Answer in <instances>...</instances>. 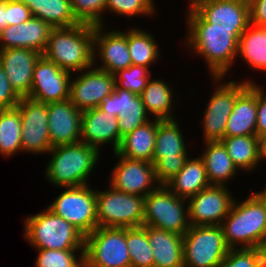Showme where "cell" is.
<instances>
[{
	"instance_id": "obj_1",
	"label": "cell",
	"mask_w": 266,
	"mask_h": 267,
	"mask_svg": "<svg viewBox=\"0 0 266 267\" xmlns=\"http://www.w3.org/2000/svg\"><path fill=\"white\" fill-rule=\"evenodd\" d=\"M188 8L185 44L205 58L214 82L219 83L234 63L245 30L208 29V22L190 4Z\"/></svg>"
},
{
	"instance_id": "obj_2",
	"label": "cell",
	"mask_w": 266,
	"mask_h": 267,
	"mask_svg": "<svg viewBox=\"0 0 266 267\" xmlns=\"http://www.w3.org/2000/svg\"><path fill=\"white\" fill-rule=\"evenodd\" d=\"M93 52L94 26L79 23L70 27H54L42 55L71 73L95 65Z\"/></svg>"
},
{
	"instance_id": "obj_3",
	"label": "cell",
	"mask_w": 266,
	"mask_h": 267,
	"mask_svg": "<svg viewBox=\"0 0 266 267\" xmlns=\"http://www.w3.org/2000/svg\"><path fill=\"white\" fill-rule=\"evenodd\" d=\"M220 226L230 249H266V206L254 193L241 203L234 199Z\"/></svg>"
},
{
	"instance_id": "obj_4",
	"label": "cell",
	"mask_w": 266,
	"mask_h": 267,
	"mask_svg": "<svg viewBox=\"0 0 266 267\" xmlns=\"http://www.w3.org/2000/svg\"><path fill=\"white\" fill-rule=\"evenodd\" d=\"M101 152L83 142L52 147L46 166V178L59 188L88 185V177Z\"/></svg>"
},
{
	"instance_id": "obj_5",
	"label": "cell",
	"mask_w": 266,
	"mask_h": 267,
	"mask_svg": "<svg viewBox=\"0 0 266 267\" xmlns=\"http://www.w3.org/2000/svg\"><path fill=\"white\" fill-rule=\"evenodd\" d=\"M24 236L36 249L79 250L84 253L85 236L48 207L24 220Z\"/></svg>"
},
{
	"instance_id": "obj_6",
	"label": "cell",
	"mask_w": 266,
	"mask_h": 267,
	"mask_svg": "<svg viewBox=\"0 0 266 267\" xmlns=\"http://www.w3.org/2000/svg\"><path fill=\"white\" fill-rule=\"evenodd\" d=\"M186 201L160 185L144 198L143 225L184 235L191 226Z\"/></svg>"
},
{
	"instance_id": "obj_7",
	"label": "cell",
	"mask_w": 266,
	"mask_h": 267,
	"mask_svg": "<svg viewBox=\"0 0 266 267\" xmlns=\"http://www.w3.org/2000/svg\"><path fill=\"white\" fill-rule=\"evenodd\" d=\"M143 196L124 193L109 185L108 190H96L98 227L131 228L143 226Z\"/></svg>"
},
{
	"instance_id": "obj_8",
	"label": "cell",
	"mask_w": 266,
	"mask_h": 267,
	"mask_svg": "<svg viewBox=\"0 0 266 267\" xmlns=\"http://www.w3.org/2000/svg\"><path fill=\"white\" fill-rule=\"evenodd\" d=\"M229 250L220 225H191L183 235L184 267H217Z\"/></svg>"
},
{
	"instance_id": "obj_9",
	"label": "cell",
	"mask_w": 266,
	"mask_h": 267,
	"mask_svg": "<svg viewBox=\"0 0 266 267\" xmlns=\"http://www.w3.org/2000/svg\"><path fill=\"white\" fill-rule=\"evenodd\" d=\"M84 267H131L126 228L97 227L85 237Z\"/></svg>"
},
{
	"instance_id": "obj_10",
	"label": "cell",
	"mask_w": 266,
	"mask_h": 267,
	"mask_svg": "<svg viewBox=\"0 0 266 267\" xmlns=\"http://www.w3.org/2000/svg\"><path fill=\"white\" fill-rule=\"evenodd\" d=\"M65 189L48 208L86 237L98 227L96 190L89 184Z\"/></svg>"
},
{
	"instance_id": "obj_11",
	"label": "cell",
	"mask_w": 266,
	"mask_h": 267,
	"mask_svg": "<svg viewBox=\"0 0 266 267\" xmlns=\"http://www.w3.org/2000/svg\"><path fill=\"white\" fill-rule=\"evenodd\" d=\"M253 83L247 81L235 82L229 80L228 83L222 82L212 93L209 103L203 116V141L217 142L225 137V128L229 116L233 110L237 96L249 85Z\"/></svg>"
},
{
	"instance_id": "obj_12",
	"label": "cell",
	"mask_w": 266,
	"mask_h": 267,
	"mask_svg": "<svg viewBox=\"0 0 266 267\" xmlns=\"http://www.w3.org/2000/svg\"><path fill=\"white\" fill-rule=\"evenodd\" d=\"M16 107L22 121V151L39 155L48 153L52 149L48 131V104L22 97Z\"/></svg>"
},
{
	"instance_id": "obj_13",
	"label": "cell",
	"mask_w": 266,
	"mask_h": 267,
	"mask_svg": "<svg viewBox=\"0 0 266 267\" xmlns=\"http://www.w3.org/2000/svg\"><path fill=\"white\" fill-rule=\"evenodd\" d=\"M80 71L70 81L69 100L79 110L98 108L115 88V75L96 67ZM90 69V70H89Z\"/></svg>"
},
{
	"instance_id": "obj_14",
	"label": "cell",
	"mask_w": 266,
	"mask_h": 267,
	"mask_svg": "<svg viewBox=\"0 0 266 267\" xmlns=\"http://www.w3.org/2000/svg\"><path fill=\"white\" fill-rule=\"evenodd\" d=\"M114 155L119 160L112 168L111 179H109L110 186L118 191L143 197L160 186L153 163L129 159L116 152Z\"/></svg>"
},
{
	"instance_id": "obj_15",
	"label": "cell",
	"mask_w": 266,
	"mask_h": 267,
	"mask_svg": "<svg viewBox=\"0 0 266 267\" xmlns=\"http://www.w3.org/2000/svg\"><path fill=\"white\" fill-rule=\"evenodd\" d=\"M227 188L225 185H210L188 198L190 225H221L234 201Z\"/></svg>"
},
{
	"instance_id": "obj_16",
	"label": "cell",
	"mask_w": 266,
	"mask_h": 267,
	"mask_svg": "<svg viewBox=\"0 0 266 267\" xmlns=\"http://www.w3.org/2000/svg\"><path fill=\"white\" fill-rule=\"evenodd\" d=\"M208 22V29L246 30L250 24L248 0H189Z\"/></svg>"
},
{
	"instance_id": "obj_17",
	"label": "cell",
	"mask_w": 266,
	"mask_h": 267,
	"mask_svg": "<svg viewBox=\"0 0 266 267\" xmlns=\"http://www.w3.org/2000/svg\"><path fill=\"white\" fill-rule=\"evenodd\" d=\"M70 72L62 70L43 55L37 60L29 98L43 103L69 99Z\"/></svg>"
},
{
	"instance_id": "obj_18",
	"label": "cell",
	"mask_w": 266,
	"mask_h": 267,
	"mask_svg": "<svg viewBox=\"0 0 266 267\" xmlns=\"http://www.w3.org/2000/svg\"><path fill=\"white\" fill-rule=\"evenodd\" d=\"M98 108L118 118L121 138L150 120L141 96L119 88L116 84L113 93L106 97Z\"/></svg>"
},
{
	"instance_id": "obj_19",
	"label": "cell",
	"mask_w": 266,
	"mask_h": 267,
	"mask_svg": "<svg viewBox=\"0 0 266 267\" xmlns=\"http://www.w3.org/2000/svg\"><path fill=\"white\" fill-rule=\"evenodd\" d=\"M104 25L94 26V63L100 58L101 63L97 68L113 75L132 65L127 45V32L111 30L105 32ZM104 33V34H103Z\"/></svg>"
},
{
	"instance_id": "obj_20",
	"label": "cell",
	"mask_w": 266,
	"mask_h": 267,
	"mask_svg": "<svg viewBox=\"0 0 266 267\" xmlns=\"http://www.w3.org/2000/svg\"><path fill=\"white\" fill-rule=\"evenodd\" d=\"M41 56L38 51L26 48L0 49V64L12 89L20 98L29 97L33 71Z\"/></svg>"
},
{
	"instance_id": "obj_21",
	"label": "cell",
	"mask_w": 266,
	"mask_h": 267,
	"mask_svg": "<svg viewBox=\"0 0 266 267\" xmlns=\"http://www.w3.org/2000/svg\"><path fill=\"white\" fill-rule=\"evenodd\" d=\"M82 113L69 99L48 103V131L52 147L81 142Z\"/></svg>"
},
{
	"instance_id": "obj_22",
	"label": "cell",
	"mask_w": 266,
	"mask_h": 267,
	"mask_svg": "<svg viewBox=\"0 0 266 267\" xmlns=\"http://www.w3.org/2000/svg\"><path fill=\"white\" fill-rule=\"evenodd\" d=\"M122 138L118 128V118L101 111L99 108H92L82 113L81 120V142L99 151L102 145L110 143L113 151L116 152Z\"/></svg>"
},
{
	"instance_id": "obj_23",
	"label": "cell",
	"mask_w": 266,
	"mask_h": 267,
	"mask_svg": "<svg viewBox=\"0 0 266 267\" xmlns=\"http://www.w3.org/2000/svg\"><path fill=\"white\" fill-rule=\"evenodd\" d=\"M54 27L37 17L19 25L7 26L0 32V49L26 48L43 54Z\"/></svg>"
},
{
	"instance_id": "obj_24",
	"label": "cell",
	"mask_w": 266,
	"mask_h": 267,
	"mask_svg": "<svg viewBox=\"0 0 266 267\" xmlns=\"http://www.w3.org/2000/svg\"><path fill=\"white\" fill-rule=\"evenodd\" d=\"M257 84L249 85L237 96L225 128V137L256 135Z\"/></svg>"
},
{
	"instance_id": "obj_25",
	"label": "cell",
	"mask_w": 266,
	"mask_h": 267,
	"mask_svg": "<svg viewBox=\"0 0 266 267\" xmlns=\"http://www.w3.org/2000/svg\"><path fill=\"white\" fill-rule=\"evenodd\" d=\"M147 237L153 252L154 267H184L183 235L147 225Z\"/></svg>"
},
{
	"instance_id": "obj_26",
	"label": "cell",
	"mask_w": 266,
	"mask_h": 267,
	"mask_svg": "<svg viewBox=\"0 0 266 267\" xmlns=\"http://www.w3.org/2000/svg\"><path fill=\"white\" fill-rule=\"evenodd\" d=\"M158 119L149 120L122 137L116 153L129 159L153 163Z\"/></svg>"
},
{
	"instance_id": "obj_27",
	"label": "cell",
	"mask_w": 266,
	"mask_h": 267,
	"mask_svg": "<svg viewBox=\"0 0 266 267\" xmlns=\"http://www.w3.org/2000/svg\"><path fill=\"white\" fill-rule=\"evenodd\" d=\"M211 184L201 157L188 158L183 168L165 186L175 195L188 199Z\"/></svg>"
},
{
	"instance_id": "obj_28",
	"label": "cell",
	"mask_w": 266,
	"mask_h": 267,
	"mask_svg": "<svg viewBox=\"0 0 266 267\" xmlns=\"http://www.w3.org/2000/svg\"><path fill=\"white\" fill-rule=\"evenodd\" d=\"M205 150L201 154L204 161L208 181L211 185H225L238 172L237 167L228 155L221 141L205 142Z\"/></svg>"
},
{
	"instance_id": "obj_29",
	"label": "cell",
	"mask_w": 266,
	"mask_h": 267,
	"mask_svg": "<svg viewBox=\"0 0 266 267\" xmlns=\"http://www.w3.org/2000/svg\"><path fill=\"white\" fill-rule=\"evenodd\" d=\"M26 5L34 17L53 27H70L79 22L73 15L70 0H17Z\"/></svg>"
},
{
	"instance_id": "obj_30",
	"label": "cell",
	"mask_w": 266,
	"mask_h": 267,
	"mask_svg": "<svg viewBox=\"0 0 266 267\" xmlns=\"http://www.w3.org/2000/svg\"><path fill=\"white\" fill-rule=\"evenodd\" d=\"M173 89L161 79H149L143 92L140 94L147 114L155 119L173 120Z\"/></svg>"
},
{
	"instance_id": "obj_31",
	"label": "cell",
	"mask_w": 266,
	"mask_h": 267,
	"mask_svg": "<svg viewBox=\"0 0 266 267\" xmlns=\"http://www.w3.org/2000/svg\"><path fill=\"white\" fill-rule=\"evenodd\" d=\"M252 69L266 71V27L249 24L240 36L238 54Z\"/></svg>"
},
{
	"instance_id": "obj_32",
	"label": "cell",
	"mask_w": 266,
	"mask_h": 267,
	"mask_svg": "<svg viewBox=\"0 0 266 267\" xmlns=\"http://www.w3.org/2000/svg\"><path fill=\"white\" fill-rule=\"evenodd\" d=\"M184 138L176 119H158L153 158H177L179 155H187Z\"/></svg>"
},
{
	"instance_id": "obj_33",
	"label": "cell",
	"mask_w": 266,
	"mask_h": 267,
	"mask_svg": "<svg viewBox=\"0 0 266 267\" xmlns=\"http://www.w3.org/2000/svg\"><path fill=\"white\" fill-rule=\"evenodd\" d=\"M221 142L237 169L251 171L260 163L257 135L224 137Z\"/></svg>"
},
{
	"instance_id": "obj_34",
	"label": "cell",
	"mask_w": 266,
	"mask_h": 267,
	"mask_svg": "<svg viewBox=\"0 0 266 267\" xmlns=\"http://www.w3.org/2000/svg\"><path fill=\"white\" fill-rule=\"evenodd\" d=\"M22 121L17 107L0 110V155L9 157L22 151Z\"/></svg>"
},
{
	"instance_id": "obj_35",
	"label": "cell",
	"mask_w": 266,
	"mask_h": 267,
	"mask_svg": "<svg viewBox=\"0 0 266 267\" xmlns=\"http://www.w3.org/2000/svg\"><path fill=\"white\" fill-rule=\"evenodd\" d=\"M127 45L132 65L150 68L153 62L159 59V49L155 37L140 28H131L127 31Z\"/></svg>"
},
{
	"instance_id": "obj_36",
	"label": "cell",
	"mask_w": 266,
	"mask_h": 267,
	"mask_svg": "<svg viewBox=\"0 0 266 267\" xmlns=\"http://www.w3.org/2000/svg\"><path fill=\"white\" fill-rule=\"evenodd\" d=\"M126 242L131 267H154L153 252L147 237V225L126 228Z\"/></svg>"
},
{
	"instance_id": "obj_37",
	"label": "cell",
	"mask_w": 266,
	"mask_h": 267,
	"mask_svg": "<svg viewBox=\"0 0 266 267\" xmlns=\"http://www.w3.org/2000/svg\"><path fill=\"white\" fill-rule=\"evenodd\" d=\"M39 253L35 267H84V253L76 257L77 250L35 249Z\"/></svg>"
},
{
	"instance_id": "obj_38",
	"label": "cell",
	"mask_w": 266,
	"mask_h": 267,
	"mask_svg": "<svg viewBox=\"0 0 266 267\" xmlns=\"http://www.w3.org/2000/svg\"><path fill=\"white\" fill-rule=\"evenodd\" d=\"M217 267H266V249H230Z\"/></svg>"
},
{
	"instance_id": "obj_39",
	"label": "cell",
	"mask_w": 266,
	"mask_h": 267,
	"mask_svg": "<svg viewBox=\"0 0 266 267\" xmlns=\"http://www.w3.org/2000/svg\"><path fill=\"white\" fill-rule=\"evenodd\" d=\"M70 3L73 15L79 23L103 26L102 16L107 0H70Z\"/></svg>"
},
{
	"instance_id": "obj_40",
	"label": "cell",
	"mask_w": 266,
	"mask_h": 267,
	"mask_svg": "<svg viewBox=\"0 0 266 267\" xmlns=\"http://www.w3.org/2000/svg\"><path fill=\"white\" fill-rule=\"evenodd\" d=\"M150 78V69L144 66L130 65L127 69L120 70L115 74V84L119 88L140 95Z\"/></svg>"
},
{
	"instance_id": "obj_41",
	"label": "cell",
	"mask_w": 266,
	"mask_h": 267,
	"mask_svg": "<svg viewBox=\"0 0 266 267\" xmlns=\"http://www.w3.org/2000/svg\"><path fill=\"white\" fill-rule=\"evenodd\" d=\"M154 0H107L105 12H114L132 18L136 15H152L156 12Z\"/></svg>"
},
{
	"instance_id": "obj_42",
	"label": "cell",
	"mask_w": 266,
	"mask_h": 267,
	"mask_svg": "<svg viewBox=\"0 0 266 267\" xmlns=\"http://www.w3.org/2000/svg\"><path fill=\"white\" fill-rule=\"evenodd\" d=\"M189 155H179L177 158H153L155 175L160 185H165L184 166Z\"/></svg>"
},
{
	"instance_id": "obj_43",
	"label": "cell",
	"mask_w": 266,
	"mask_h": 267,
	"mask_svg": "<svg viewBox=\"0 0 266 267\" xmlns=\"http://www.w3.org/2000/svg\"><path fill=\"white\" fill-rule=\"evenodd\" d=\"M20 97L12 89L7 75L0 64V110L11 109L18 105Z\"/></svg>"
},
{
	"instance_id": "obj_44",
	"label": "cell",
	"mask_w": 266,
	"mask_h": 267,
	"mask_svg": "<svg viewBox=\"0 0 266 267\" xmlns=\"http://www.w3.org/2000/svg\"><path fill=\"white\" fill-rule=\"evenodd\" d=\"M31 10L17 0H8V26L19 25L32 17Z\"/></svg>"
},
{
	"instance_id": "obj_45",
	"label": "cell",
	"mask_w": 266,
	"mask_h": 267,
	"mask_svg": "<svg viewBox=\"0 0 266 267\" xmlns=\"http://www.w3.org/2000/svg\"><path fill=\"white\" fill-rule=\"evenodd\" d=\"M266 133V92L263 87L257 85V124L256 135Z\"/></svg>"
},
{
	"instance_id": "obj_46",
	"label": "cell",
	"mask_w": 266,
	"mask_h": 267,
	"mask_svg": "<svg viewBox=\"0 0 266 267\" xmlns=\"http://www.w3.org/2000/svg\"><path fill=\"white\" fill-rule=\"evenodd\" d=\"M250 23L266 27V0H248Z\"/></svg>"
},
{
	"instance_id": "obj_47",
	"label": "cell",
	"mask_w": 266,
	"mask_h": 267,
	"mask_svg": "<svg viewBox=\"0 0 266 267\" xmlns=\"http://www.w3.org/2000/svg\"><path fill=\"white\" fill-rule=\"evenodd\" d=\"M8 26V0H0V32Z\"/></svg>"
},
{
	"instance_id": "obj_48",
	"label": "cell",
	"mask_w": 266,
	"mask_h": 267,
	"mask_svg": "<svg viewBox=\"0 0 266 267\" xmlns=\"http://www.w3.org/2000/svg\"><path fill=\"white\" fill-rule=\"evenodd\" d=\"M259 160L266 159V133L261 134L259 137Z\"/></svg>"
},
{
	"instance_id": "obj_49",
	"label": "cell",
	"mask_w": 266,
	"mask_h": 267,
	"mask_svg": "<svg viewBox=\"0 0 266 267\" xmlns=\"http://www.w3.org/2000/svg\"><path fill=\"white\" fill-rule=\"evenodd\" d=\"M266 185V184H265ZM257 197H259V199L264 203V205L266 206V186L265 189H263V191L260 192H256L254 193Z\"/></svg>"
}]
</instances>
